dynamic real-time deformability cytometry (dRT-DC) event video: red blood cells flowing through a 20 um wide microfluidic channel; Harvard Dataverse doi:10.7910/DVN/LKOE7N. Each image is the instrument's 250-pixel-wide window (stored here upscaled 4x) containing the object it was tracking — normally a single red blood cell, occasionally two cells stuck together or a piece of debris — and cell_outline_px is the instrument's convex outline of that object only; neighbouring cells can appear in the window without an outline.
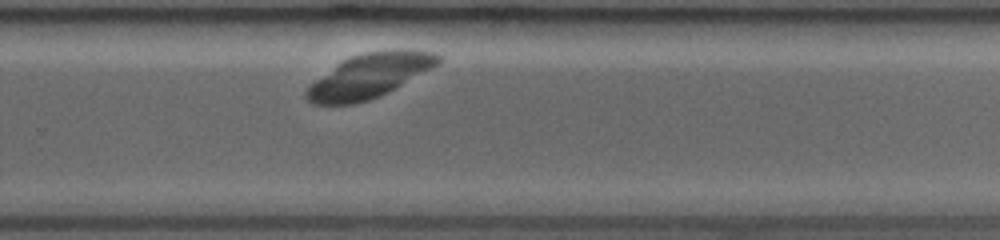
{"species": "common noctule bat (a hibernating species)", "species_latin": "Nyctalus noctula", "temperature_condition": "room temperature", "stored_images_in_passage": 27, "camera_frame_rate_fps": 3000, "um_per_image_px": 0.085, "animal": {"sex": "female", "body_mass_g": 19.0, "forearm_length_mm": 53.3}, "frame": {"image": 1, "passage_image": 19, "time_ms": 6.0, "image_size_px": [1000, 240], "cell_outline_px": [[444, 60], [440, 64], [388, 92], [380, 96], [356, 104], [312, 104], [304, 96], [304, 92], [316, 80], [344, 60], [352, 56], [364, 52], [388, 48], [404, 48], [436, 52], [444, 56]], "centroid_in_image_um": [31.51, 6.41], "position_along_channel_um": 298.3, "area_um2": 34.16}}